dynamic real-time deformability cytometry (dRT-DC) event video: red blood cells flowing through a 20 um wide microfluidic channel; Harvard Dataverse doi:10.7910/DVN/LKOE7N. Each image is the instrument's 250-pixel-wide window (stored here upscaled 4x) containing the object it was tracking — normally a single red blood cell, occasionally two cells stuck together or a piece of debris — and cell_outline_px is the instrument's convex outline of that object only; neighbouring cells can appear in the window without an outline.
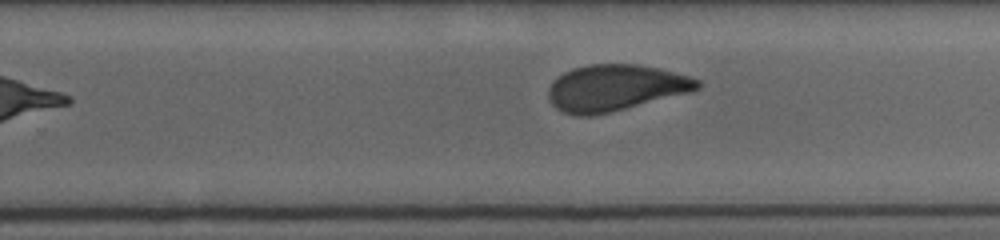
{"species": "human", "species_latin": "Homo sapiens", "temperature_condition": "cold", "stored_images_in_passage": 30, "segment_of_instrument_passage": [2, 2], "camera_frame_rate_fps": 3000, "um_per_image_px": 0.085, "donor": {"sex": "female"}, "frame": {"image": 1, "passage_image": 30, "time_ms": 7.0, "image_size_px": [1000, 240], "cell_outline_px": [[700, 88], [692, 92], [592, 116], [580, 116], [564, 112], [556, 108], [552, 104], [548, 96], [548, 88], [564, 72], [572, 68], [588, 64], [640, 64], [660, 68], [688, 76], [700, 80]], "centroid_in_image_um": [52.32, 7.45], "position_along_channel_um": 277.5, "area_um2": 40.06}}